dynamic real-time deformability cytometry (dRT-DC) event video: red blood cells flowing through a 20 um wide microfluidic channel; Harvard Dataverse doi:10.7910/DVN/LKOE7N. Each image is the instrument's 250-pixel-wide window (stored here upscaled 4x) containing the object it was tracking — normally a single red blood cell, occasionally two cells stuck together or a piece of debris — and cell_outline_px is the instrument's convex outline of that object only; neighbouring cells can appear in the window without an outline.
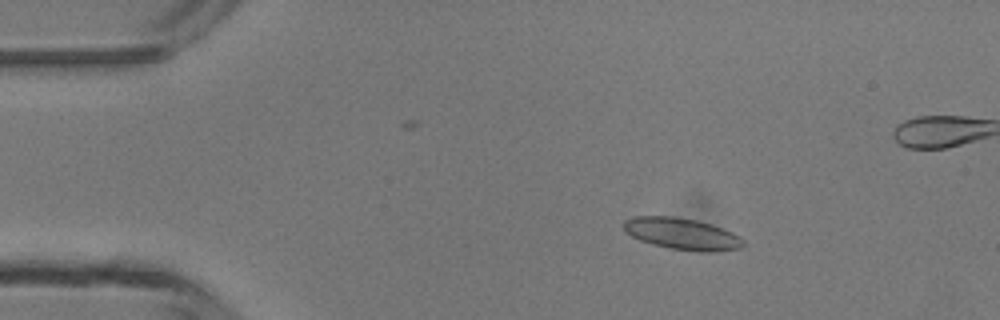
{"species": "common noctule bat (a hibernating species)", "species_latin": "Nyctalus noctula", "temperature_condition": "room temperature", "stored_images_in_passage": 3, "camera_frame_rate_fps": 3000, "um_per_image_px": 0.085, "animal": {"sex": "male", "body_mass_g": 13.3}, "frame": {"image": 1, "passage_image": 1, "time_ms": 0.0, "image_size_px": [1000, 320], "cell_outline_px": [[744, 244], [740, 248], [716, 252], [700, 252], [668, 248], [652, 244], [640, 240], [624, 232], [624, 220], [632, 216], [672, 216], [696, 220], [712, 224], [732, 232], [740, 236], [744, 240]], "centroid_in_image_um": [57.97, 19.88], "position_along_channel_um": 27.0, "area_um2": 22.25}}